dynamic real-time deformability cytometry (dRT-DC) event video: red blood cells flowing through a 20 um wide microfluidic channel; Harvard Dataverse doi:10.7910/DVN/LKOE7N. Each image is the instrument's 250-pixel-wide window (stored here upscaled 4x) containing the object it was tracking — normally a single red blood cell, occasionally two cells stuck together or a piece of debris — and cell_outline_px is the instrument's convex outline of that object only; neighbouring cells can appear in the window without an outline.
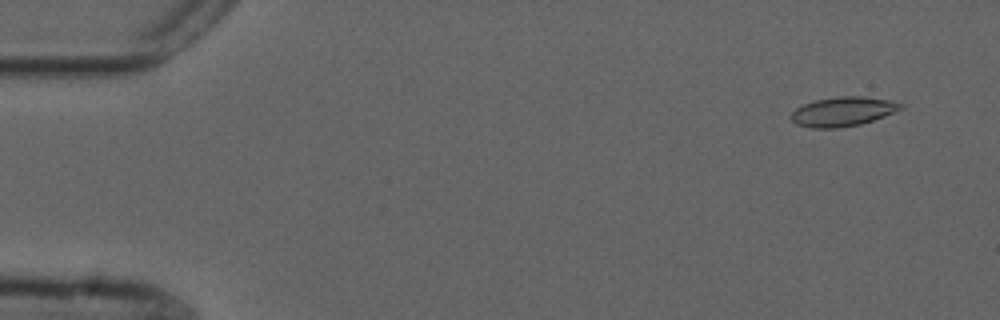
{"species": "common noctule bat (a hibernating species)", "species_latin": "Nyctalus noctula", "temperature_condition": "cold", "stored_images_in_passage": 55, "camera_frame_rate_fps": 3000, "um_per_image_px": 0.085, "animal": {"sex": "male", "forearm_length_mm": 52.5}, "frame": {"image": 1, "passage_image": 4, "time_ms": 1.0, "image_size_px": [1000, 320], "cell_outline_px": [[904, 108], [896, 112], [860, 124], [836, 128], [812, 128], [796, 124], [788, 116], [796, 108], [804, 104], [816, 100], [840, 96], [860, 96], [888, 100], [904, 104]], "centroid_in_image_um": [71.64, 9.48], "position_along_channel_um": 13.4, "area_um2": 18.67}}
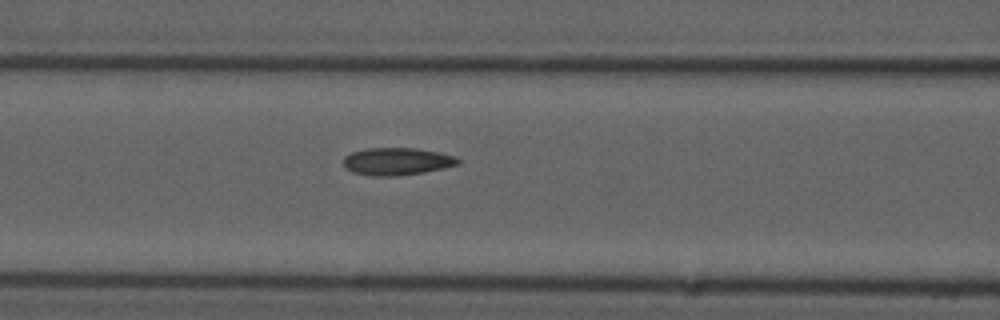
{"frame": {"image": 2, "passage_image": 23, "time_ms": 7.333, "image_size_px": [1000, 320], "cell_outline_px": [[460, 164], [444, 168], [424, 172], [396, 176], [372, 176], [352, 172], [344, 168], [344, 156], [352, 152], [368, 148], [416, 148], [440, 152], [456, 156], [460, 160]], "centroid_in_image_um": [33.75, 13.72], "position_along_channel_um": 132.8, "area_um2": 18.5}}
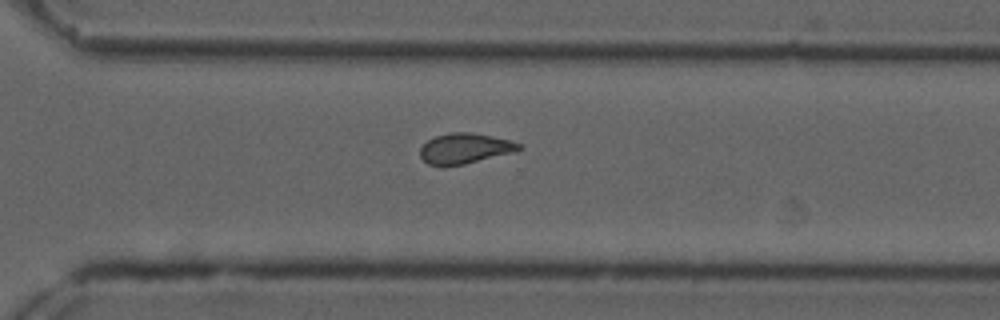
{"frame": {"image": 3, "passage_image": 39, "time_ms": 12.667, "image_size_px": [1000, 320], "cell_outline_px": [[524, 148], [516, 152], [464, 164], [428, 164], [420, 156], [420, 148], [428, 140], [436, 136], [452, 132], [472, 132], [492, 136], [524, 144]], "centroid_in_image_um": [39.59, 12.6], "position_along_channel_um": 331.0, "area_um2": 17.34}, "authors_computed_cell_mechanics": {"area_um2": 17.9758, "velocity_mm_per_s": 3.7284, "shape_relaxation_time_tau1_ms": 8.6977, "shape_relaxation_time_tau2_ms": 2.4666, "deformation_change_tau1": 0.1926, "deformation_change_tau2": 0.0912}}